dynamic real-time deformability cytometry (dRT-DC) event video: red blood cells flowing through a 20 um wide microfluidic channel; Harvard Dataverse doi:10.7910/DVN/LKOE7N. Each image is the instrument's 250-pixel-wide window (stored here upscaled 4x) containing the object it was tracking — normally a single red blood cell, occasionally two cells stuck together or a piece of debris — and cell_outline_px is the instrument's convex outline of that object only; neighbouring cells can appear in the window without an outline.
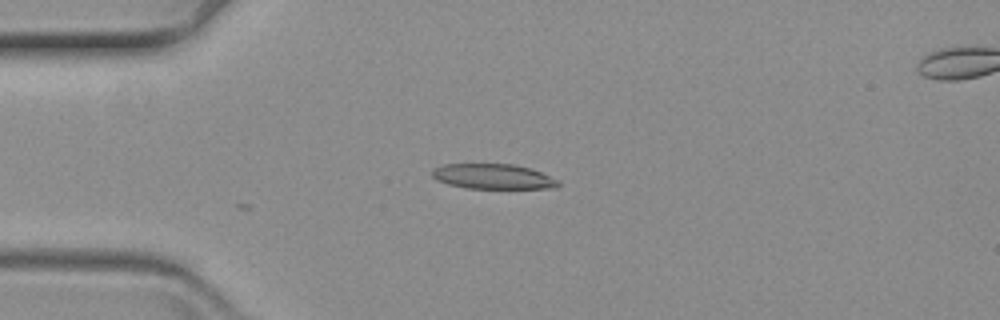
{"species": "common noctule bat (a hibernating species)", "species_latin": "Nyctalus noctula", "temperature_condition": "warm", "stored_images_in_passage": 2, "camera_frame_rate_fps": 3000, "um_per_image_px": 0.085, "animal": {"sex": "female", "body_mass_g": 19.3, "forearm_length_mm": 54.1}, "frame": {"image": 1, "passage_image": 2, "time_ms": 0.333, "image_size_px": [1000, 320], "cell_outline_px": [[560, 184], [556, 188], [468, 188], [448, 184], [436, 180], [432, 176], [432, 168], [444, 164], [512, 164], [528, 168], [540, 172], [560, 180]], "centroid_in_image_um": [41.9, 15.0], "position_along_channel_um": 43.1, "area_um2": 18.38}}